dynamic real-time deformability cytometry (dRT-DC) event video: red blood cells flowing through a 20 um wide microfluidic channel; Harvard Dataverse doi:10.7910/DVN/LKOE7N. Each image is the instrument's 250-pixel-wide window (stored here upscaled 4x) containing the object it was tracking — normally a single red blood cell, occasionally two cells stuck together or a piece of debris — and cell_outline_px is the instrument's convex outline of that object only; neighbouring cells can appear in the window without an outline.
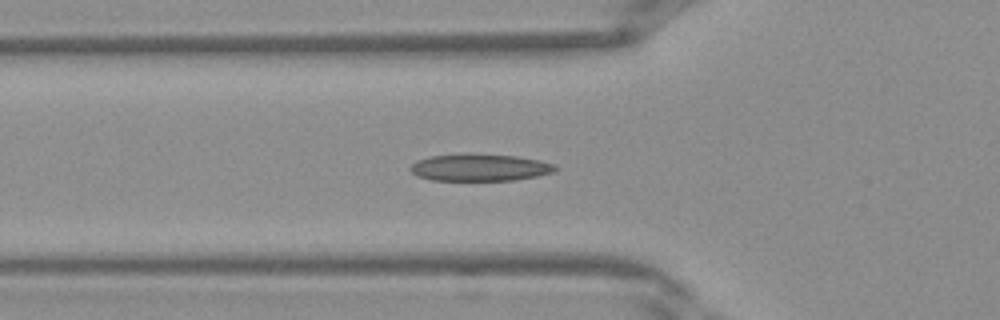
{"species": "Egyptian fruit bat (a non-hibernating species)", "species_latin": "Rousettus aegyptiacus", "temperature_condition": "warm", "stored_images_in_passage": 31, "camera_frame_rate_fps": 3000, "um_per_image_px": 0.085, "frame": {"image": 1, "passage_image": 4, "time_ms": 1.0, "image_size_px": [1000, 320], "cell_outline_px": [[556, 168], [552, 172], [536, 176], [516, 180], [432, 180], [416, 176], [408, 168], [412, 164], [420, 160], [432, 156], [468, 152], [516, 156], [536, 160], [552, 164]], "centroid_in_image_um": [40.72, 14.22], "position_along_channel_um": 85.1, "area_um2": 22.83}}
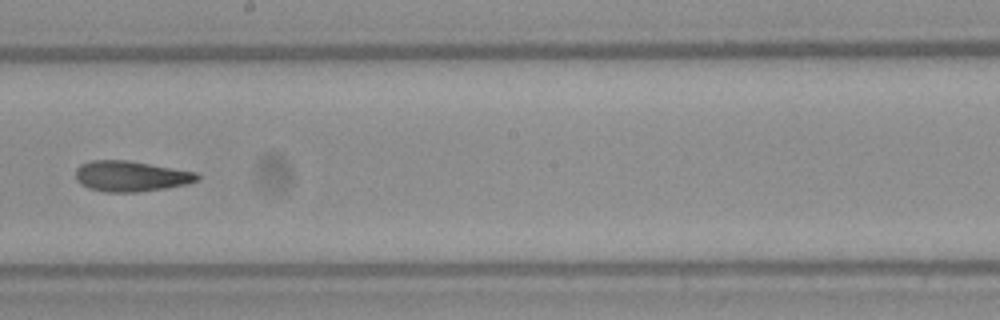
{"frame": {"image": 2, "passage_image": 13, "time_ms": 4.0, "image_size_px": [1000, 320], "cell_outline_px": [[200, 180], [188, 184], [168, 188], [140, 192], [104, 192], [88, 188], [80, 184], [76, 180], [76, 168], [80, 164], [92, 160], [124, 160], [196, 172], [200, 176]], "centroid_in_image_um": [11.12, 14.99], "position_along_channel_um": 237.1, "area_um2": 21.79}}
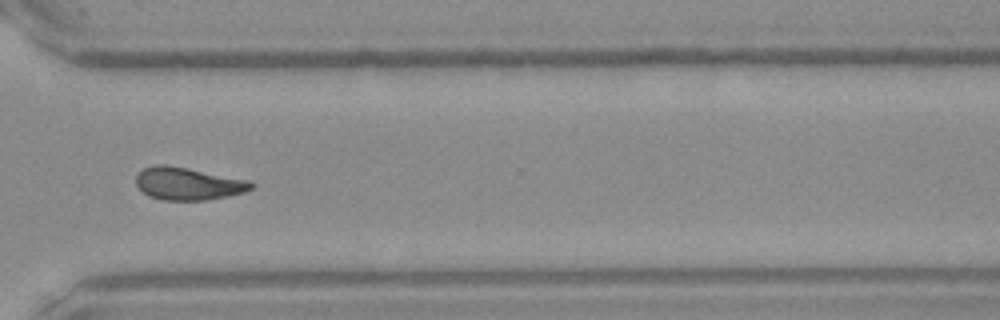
{"frame": {"image": 3, "passage_image": 20, "time_ms": 6.333, "image_size_px": [1000, 320], "cell_outline_px": [[256, 184], [252, 188], [244, 192], [228, 196], [208, 200], [164, 200], [148, 196], [136, 184], [136, 176], [144, 168], [156, 164], [164, 164], [188, 168], [248, 180]], "centroid_in_image_um": [15.99, 15.61], "position_along_channel_um": 354.6, "area_um2": 21.79}}